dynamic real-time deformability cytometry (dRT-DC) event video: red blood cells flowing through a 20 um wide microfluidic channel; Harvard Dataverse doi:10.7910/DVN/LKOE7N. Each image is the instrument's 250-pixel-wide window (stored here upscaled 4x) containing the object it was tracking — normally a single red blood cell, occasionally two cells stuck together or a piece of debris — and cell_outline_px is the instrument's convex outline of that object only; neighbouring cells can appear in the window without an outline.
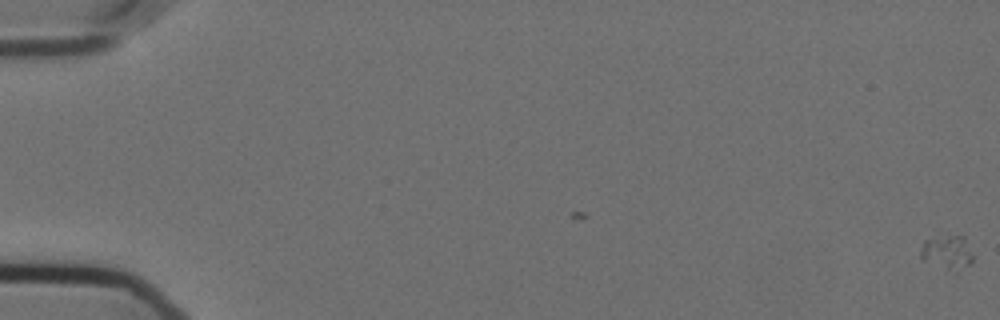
{"species": "Egyptian fruit bat (a non-hibernating species)", "species_latin": "Rousettus aegyptiacus", "temperature_condition": "cold", "stored_images_in_passage": 3, "camera_frame_rate_fps": 3000, "um_per_image_px": 0.085, "animal": {"sex": "female"}, "frame": {"image": 1, "passage_image": 3, "time_ms": 0.667, "image_size_px": [1000, 320], "cell_outline_px": [[972, 264], [956, 272], [920, 260], [920, 252], [924, 240], [948, 236], [964, 236], [972, 256]], "centroid_in_image_um": [80.5, 21.48], "position_along_channel_um": 4.5, "area_um2": 10.29}}